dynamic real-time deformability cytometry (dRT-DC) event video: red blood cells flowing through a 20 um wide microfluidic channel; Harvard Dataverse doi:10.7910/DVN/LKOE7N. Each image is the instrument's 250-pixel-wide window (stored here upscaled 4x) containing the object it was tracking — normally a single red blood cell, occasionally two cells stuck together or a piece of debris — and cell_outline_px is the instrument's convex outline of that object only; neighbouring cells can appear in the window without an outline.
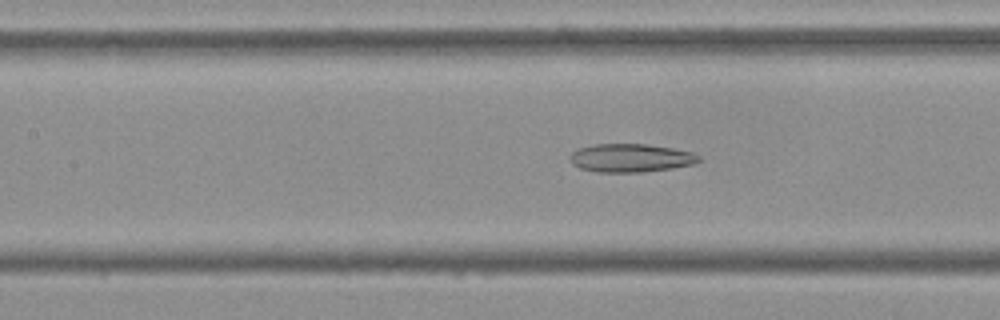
{"species": "Egyptian fruit bat (a non-hibernating species)", "species_latin": "Rousettus aegyptiacus", "temperature_condition": "cold", "stored_images_in_passage": 46, "camera_frame_rate_fps": 3000, "um_per_image_px": 0.085, "frame": {"image": 1, "passage_image": 16, "time_ms": 5.0, "image_size_px": [1000, 320], "cell_outline_px": [[700, 160], [696, 164], [672, 168], [640, 172], [596, 172], [580, 168], [572, 164], [568, 160], [568, 156], [576, 148], [592, 144], [648, 144], [672, 148], [692, 152], [700, 156]], "centroid_in_image_um": [53.57, 13.42], "position_along_channel_um": 153.8, "area_um2": 21.56}}
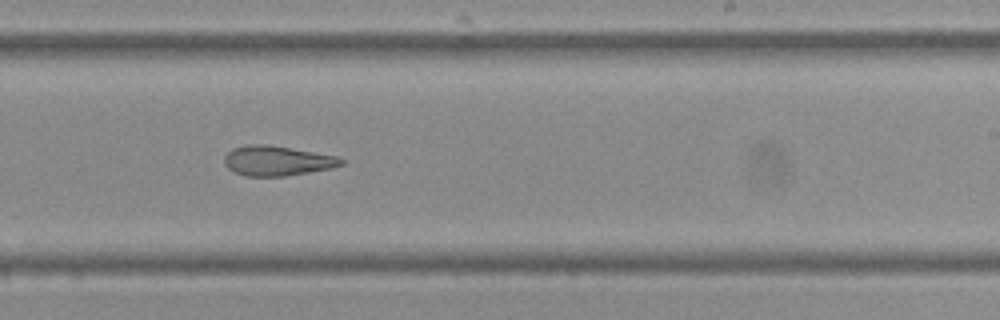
{"frame": {"image": 2, "passage_image": 25, "time_ms": 8.0, "image_size_px": [1000, 320], "cell_outline_px": [[344, 164], [332, 168], [284, 176], [244, 176], [228, 168], [224, 164], [224, 156], [232, 148], [248, 144], [268, 144], [336, 156], [344, 160]], "centroid_in_image_um": [23.53, 13.66], "position_along_channel_um": 265.5, "area_um2": 20.29}}
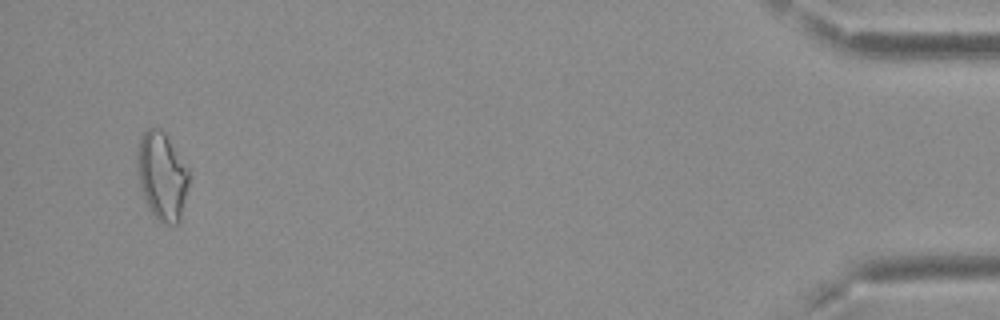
{"frame": {"image": 3, "passage_image": 44, "time_ms": 14.333, "image_size_px": [1000, 320], "cell_outline_px": [[188, 184], [180, 220], [176, 224], [160, 224], [148, 208], [140, 188], [136, 160], [136, 152], [140, 140], [144, 132], [148, 128], [160, 128], [164, 132], [188, 168]], "centroid_in_image_um": [13.74, 14.98], "position_along_channel_um": 421.5, "area_um2": 26.41}, "authors_computed_cell_mechanics": {"area_um2": 22.3397, "velocity_mm_per_s": 3.7291, "shape_relaxation_time_tau1_ms": null, "shape_relaxation_time_tau2_ms": 5.7199, "deformation_change_tau1": null, "deformation_change_tau2": 0.1623}}